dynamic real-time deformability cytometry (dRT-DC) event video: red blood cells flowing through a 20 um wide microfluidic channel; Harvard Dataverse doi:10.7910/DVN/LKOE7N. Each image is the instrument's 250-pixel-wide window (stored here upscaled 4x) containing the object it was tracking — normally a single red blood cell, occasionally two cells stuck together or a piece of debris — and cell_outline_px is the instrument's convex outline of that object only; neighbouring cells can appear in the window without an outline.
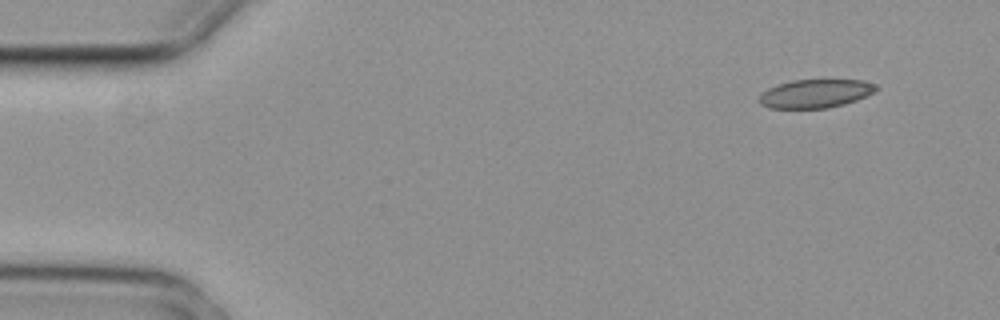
{"species": "common noctule bat (a hibernating species)", "species_latin": "Nyctalus noctula", "temperature_condition": "cold", "stored_images_in_passage": 5, "segment_of_instrument_passage": [2, 2], "camera_frame_rate_fps": 3000, "um_per_image_px": 0.085, "animal": {"sex": "female", "body_mass_g": 29.2, "forearm_length_mm": 56.3}, "frame": {"image": 1, "passage_image": 5, "time_ms": 1.333, "image_size_px": [1000, 320], "cell_outline_px": [[880, 88], [856, 100], [844, 104], [828, 108], [768, 108], [760, 104], [756, 100], [760, 92], [768, 88], [792, 80], [864, 80], [876, 84]], "centroid_in_image_um": [69.26, 7.95], "position_along_channel_um": 15.7, "area_um2": 19.54}}